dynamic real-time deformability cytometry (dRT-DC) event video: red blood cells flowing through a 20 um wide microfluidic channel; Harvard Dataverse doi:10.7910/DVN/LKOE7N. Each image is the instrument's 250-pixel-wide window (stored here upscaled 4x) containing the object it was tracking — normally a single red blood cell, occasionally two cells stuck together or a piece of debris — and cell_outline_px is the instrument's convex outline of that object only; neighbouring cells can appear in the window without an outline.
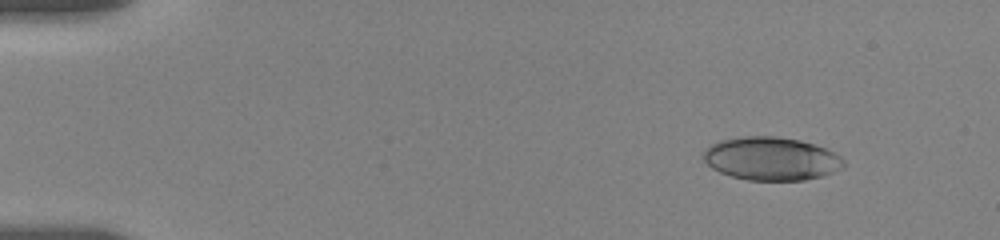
{"species": "human", "species_latin": "Homo sapiens", "temperature_condition": "room temperature", "stored_images_in_passage": 55, "camera_frame_rate_fps": 3000, "um_per_image_px": 0.085, "donor": {"sex": "female"}, "frame": {"image": 1, "passage_image": 5, "time_ms": 1.333, "image_size_px": [1000, 240], "cell_outline_px": [[844, 168], [820, 176], [804, 180], [748, 180], [732, 176], [720, 172], [712, 168], [704, 160], [704, 152], [712, 144], [720, 140], [744, 136], [776, 136], [800, 140], [816, 144], [840, 156], [844, 160]], "centroid_in_image_um": [65.57, 13.48], "position_along_channel_um": 19.4, "area_um2": 35.14}}
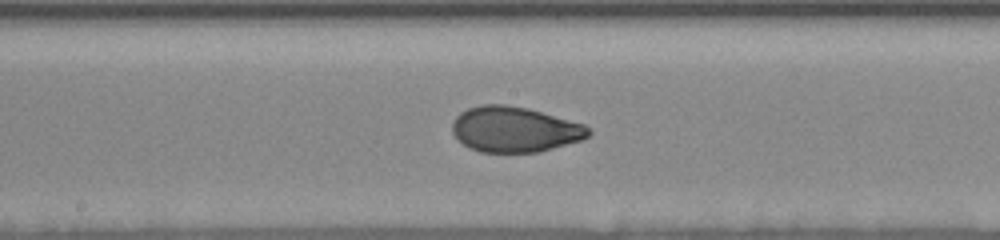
{"frame": {"image": 2, "passage_image": 29, "time_ms": 9.333, "image_size_px": [1000, 240], "cell_outline_px": [[592, 132], [584, 140], [536, 152], [480, 152], [468, 148], [452, 132], [452, 124], [456, 116], [460, 112], [468, 108], [480, 104], [504, 104], [528, 108], [584, 124], [592, 128]], "centroid_in_image_um": [43.76, 10.99], "position_along_channel_um": 204.4, "area_um2": 36.24}}
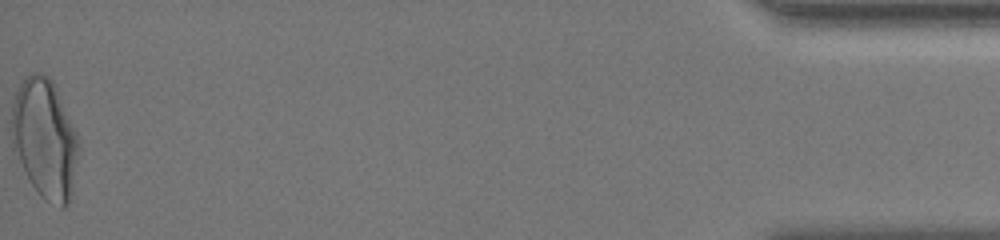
{"frame": {"image": 3, "passage_image": 55, "time_ms": 18.0, "image_size_px": [1000, 240], "cell_outline_px": [[80, 152], [72, 192], [68, 204], [64, 208], [60, 208], [44, 200], [40, 196], [32, 184], [12, 148], [12, 100], [20, 80], [32, 72], [40, 72], [48, 76], [52, 80], [56, 88], [76, 132]], "centroid_in_image_um": [3.81, 11.79], "position_along_channel_um": 431.4, "area_um2": 46.99}, "authors_computed_cell_mechanics": {"area_um2": 36.0094, "velocity_mm_per_s": 3.6286, "shape_relaxation_time_tau1_ms": 6.1618, "shape_relaxation_time_tau2_ms": 0.9122, "deformation_change_tau1": 0.1901, "deformation_change_tau2": 0.055}}